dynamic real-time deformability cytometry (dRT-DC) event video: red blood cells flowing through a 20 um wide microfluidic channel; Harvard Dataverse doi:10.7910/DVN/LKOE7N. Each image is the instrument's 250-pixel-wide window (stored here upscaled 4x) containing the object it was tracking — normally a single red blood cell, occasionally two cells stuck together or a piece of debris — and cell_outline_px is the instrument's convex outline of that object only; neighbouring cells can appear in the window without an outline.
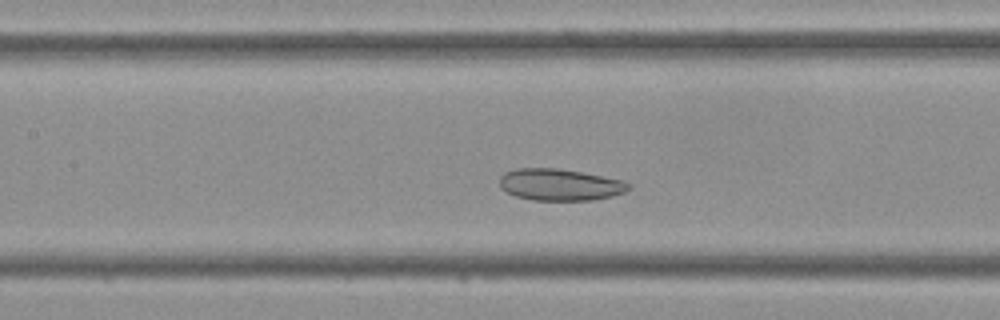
{"species": "Egyptian fruit bat (a non-hibernating species)", "species_latin": "Rousettus aegyptiacus", "temperature_condition": "cold", "stored_images_in_passage": 40, "camera_frame_rate_fps": 3000, "um_per_image_px": 0.085, "frame": {"image": 1, "passage_image": 15, "time_ms": 4.667, "image_size_px": [1000, 320], "cell_outline_px": [[632, 188], [624, 192], [612, 196], [592, 200], [532, 200], [516, 196], [508, 192], [500, 184], [500, 176], [504, 172], [516, 168], [560, 168], [624, 180], [632, 184]], "centroid_in_image_um": [47.64, 15.69], "position_along_channel_um": 159.8, "area_um2": 23.93}}
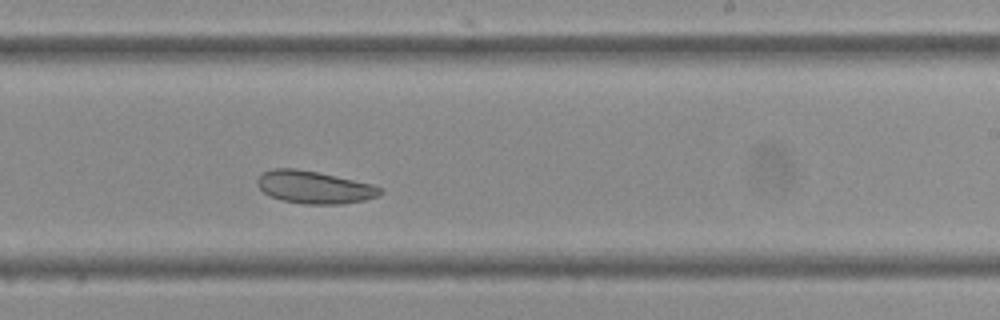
{"frame": {"image": 2, "passage_image": 22, "time_ms": 7.0, "image_size_px": [1000, 320], "cell_outline_px": [[380, 192], [376, 196], [364, 200], [340, 204], [304, 204], [280, 200], [264, 192], [256, 184], [256, 180], [264, 172], [272, 168], [296, 168], [336, 176], [372, 184], [380, 188]], "centroid_in_image_um": [26.66, 15.91], "position_along_channel_um": 262.3, "area_um2": 23.0}}
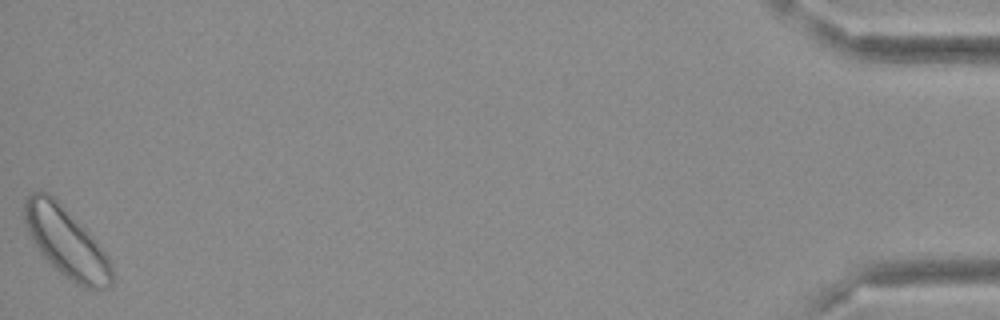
{"frame": {"image": 3, "passage_image": 40, "time_ms": 13.0, "image_size_px": [1000, 320], "cell_outline_px": [[112, 284], [108, 288], [84, 288], [76, 284], [60, 272], [40, 252], [32, 240], [24, 224], [24, 200], [32, 192], [48, 192], [56, 196], [92, 236], [108, 256], [112, 268]], "centroid_in_image_um": [5.62, 20.55], "position_along_channel_um": 429.6, "area_um2": 35.43}}